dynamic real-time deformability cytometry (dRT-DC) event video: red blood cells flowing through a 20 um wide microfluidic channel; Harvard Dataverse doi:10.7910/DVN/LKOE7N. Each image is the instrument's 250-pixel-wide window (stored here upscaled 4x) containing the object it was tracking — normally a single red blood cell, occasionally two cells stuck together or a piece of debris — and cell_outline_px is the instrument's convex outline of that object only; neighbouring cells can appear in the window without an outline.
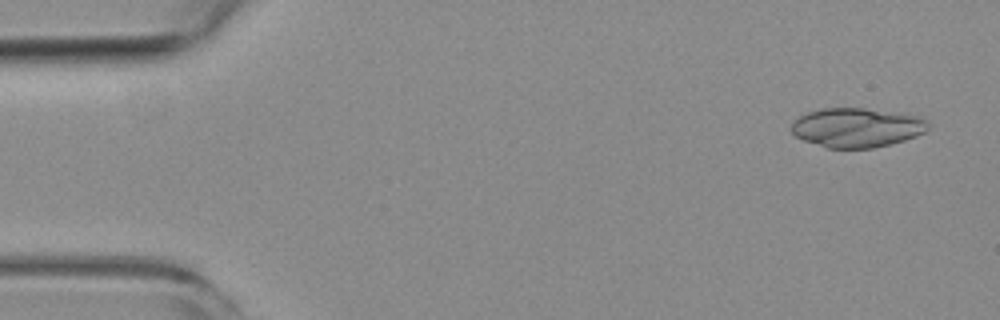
{"species": "common noctule bat (a hibernating species)", "species_latin": "Nyctalus noctula", "temperature_condition": "room temperature", "stored_images_in_passage": 55, "segment_of_instrument_passage": [1, 2], "camera_frame_rate_fps": 3000, "um_per_image_px": 0.085, "animal": {"sex": "female", "body_mass_g": 19.3, "forearm_length_mm": 54.1}, "frame": {"image": 1, "passage_image": 3, "time_ms": 0.667, "image_size_px": [1000, 320], "cell_outline_px": [[928, 128], [924, 132], [916, 136], [892, 144], [872, 148], [828, 148], [804, 140], [796, 136], [792, 132], [792, 124], [804, 112], [820, 108], [864, 108], [916, 116], [928, 120]], "centroid_in_image_um": [72.81, 10.84], "position_along_channel_um": 12.2, "area_um2": 31.15}}